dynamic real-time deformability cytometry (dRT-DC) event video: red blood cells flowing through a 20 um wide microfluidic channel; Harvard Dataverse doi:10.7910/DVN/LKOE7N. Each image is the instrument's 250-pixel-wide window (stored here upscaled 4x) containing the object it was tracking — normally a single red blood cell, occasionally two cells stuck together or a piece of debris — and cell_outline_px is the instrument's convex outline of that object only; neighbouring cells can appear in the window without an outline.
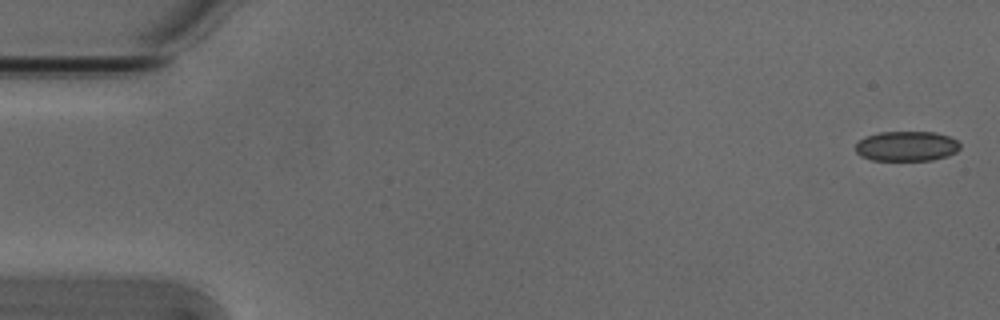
{"species": "Egyptian fruit bat (a non-hibernating species)", "species_latin": "Rousettus aegyptiacus", "temperature_condition": "cold", "stored_images_in_passage": 53, "camera_frame_rate_fps": 3000, "um_per_image_px": 0.085, "animal": {"sex": "male"}, "frame": {"image": 1, "passage_image": 1, "time_ms": 0.0, "image_size_px": [1000, 320], "cell_outline_px": [[960, 148], [956, 152], [948, 156], [932, 160], [872, 160], [860, 156], [856, 152], [856, 144], [864, 136], [880, 132], [932, 132], [948, 136], [956, 140], [960, 144]], "centroid_in_image_um": [77.05, 12.43], "position_along_channel_um": 8.0, "area_um2": 18.26}}
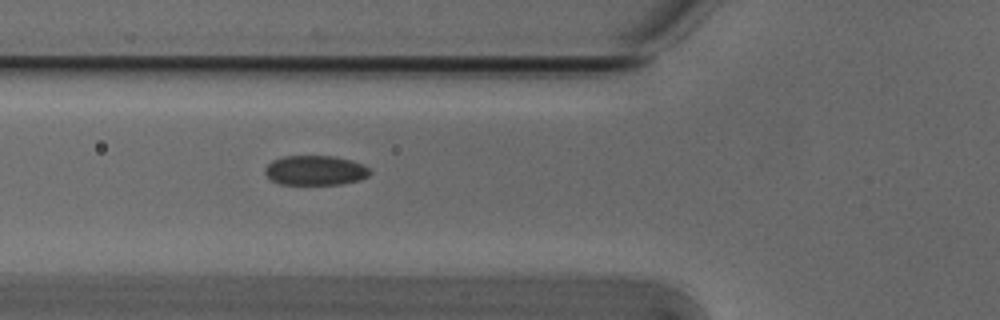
{"frame": {"image": 2, "passage_image": 19, "time_ms": 6.0, "image_size_px": [1000, 320], "cell_outline_px": [[372, 172], [368, 176], [360, 180], [340, 184], [280, 184], [272, 180], [264, 172], [264, 168], [272, 160], [284, 156], [336, 156], [352, 160], [364, 164]], "centroid_in_image_um": [26.82, 14.47], "position_along_channel_um": 99.0, "area_um2": 18.26}}
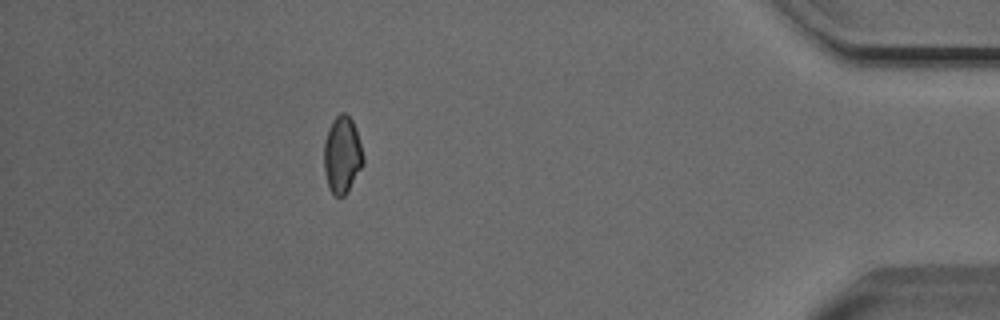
{"frame": {"image": 3, "passage_image": 47, "time_ms": 15.333, "image_size_px": [1000, 320], "cell_outline_px": [[364, 164], [344, 196], [336, 196], [328, 188], [324, 172], [324, 140], [328, 128], [332, 120], [340, 112], [344, 112], [352, 120], [356, 128], [364, 156]], "centroid_in_image_um": [29.08, 13.14], "position_along_channel_um": 406.1, "area_um2": 17.74}, "authors_computed_cell_mechanics": {"area_um2": 18.5538, "velocity_mm_per_s": 3.8511, "shape_relaxation_time_tau1_ms": 7.243, "shape_relaxation_time_tau2_ms": 2.6152, "deformation_change_tau1": 0.1061, "deformation_change_tau2": 0.0737}}